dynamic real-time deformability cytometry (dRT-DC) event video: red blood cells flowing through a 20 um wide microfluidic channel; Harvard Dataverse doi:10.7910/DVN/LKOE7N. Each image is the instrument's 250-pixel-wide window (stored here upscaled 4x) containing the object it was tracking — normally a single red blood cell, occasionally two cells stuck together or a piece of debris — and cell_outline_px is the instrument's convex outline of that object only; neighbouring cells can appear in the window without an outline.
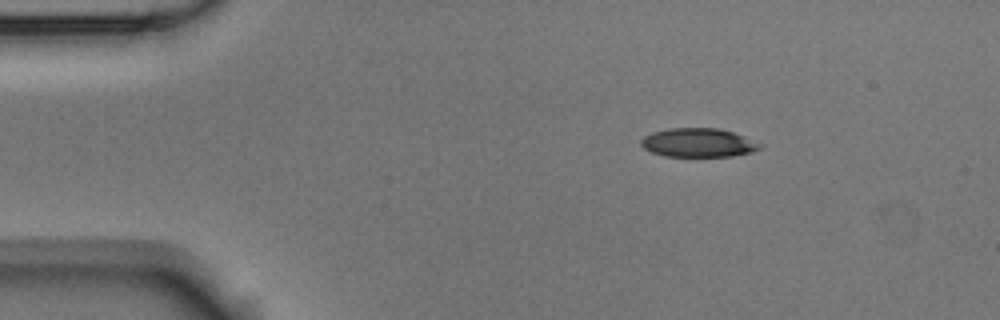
{"species": "Egyptian fruit bat (a non-hibernating species)", "species_latin": "Rousettus aegyptiacus", "temperature_condition": "room temperature", "stored_images_in_passage": 30, "camera_frame_rate_fps": 3000, "um_per_image_px": 0.085, "animal": {"sex": "male"}, "frame": {"image": 1, "passage_image": 1, "time_ms": 0.0, "image_size_px": [1000, 320], "cell_outline_px": [[764, 144], [760, 148], [752, 152], [732, 156], [664, 156], [652, 152], [644, 148], [640, 144], [640, 140], [644, 136], [652, 132], [668, 128], [716, 128], [732, 132]], "centroid_in_image_um": [59.34, 12.13], "position_along_channel_um": 25.7, "area_um2": 19.94}}
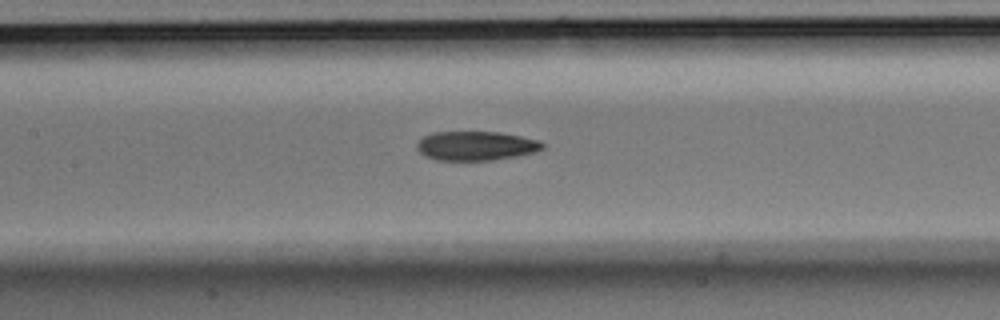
{"frame": {"image": 2, "passage_image": 18, "time_ms": 5.667, "image_size_px": [1000, 320], "cell_outline_px": [[544, 148], [536, 152], [516, 156], [492, 160], [436, 160], [424, 156], [416, 148], [416, 144], [424, 136], [432, 132], [500, 132], [540, 140], [544, 144]], "centroid_in_image_um": [40.46, 12.39], "position_along_channel_um": 166.9, "area_um2": 21.44}}
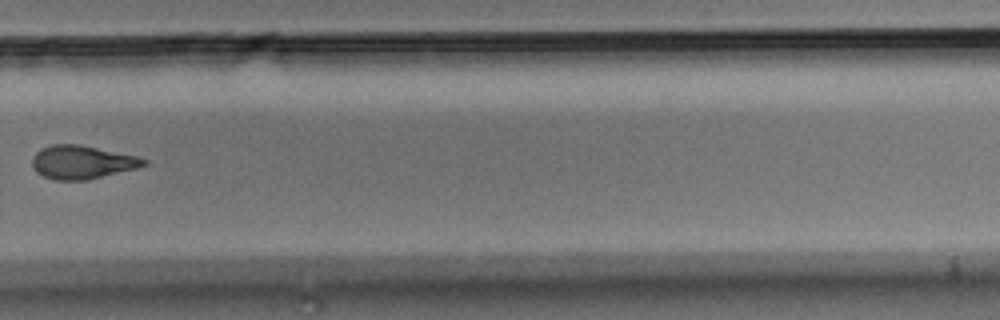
{"frame": {"image": 3, "passage_image": 30, "time_ms": 1676.667, "image_size_px": [1000, 320], "cell_outline_px": [[148, 164], [136, 168], [88, 180], [56, 180], [44, 176], [32, 164], [32, 156], [40, 148], [52, 144], [80, 144], [136, 156], [148, 160]], "centroid_in_image_um": [6.98, 13.77], "position_along_channel_um": 322.8, "area_um2": 21.56}}